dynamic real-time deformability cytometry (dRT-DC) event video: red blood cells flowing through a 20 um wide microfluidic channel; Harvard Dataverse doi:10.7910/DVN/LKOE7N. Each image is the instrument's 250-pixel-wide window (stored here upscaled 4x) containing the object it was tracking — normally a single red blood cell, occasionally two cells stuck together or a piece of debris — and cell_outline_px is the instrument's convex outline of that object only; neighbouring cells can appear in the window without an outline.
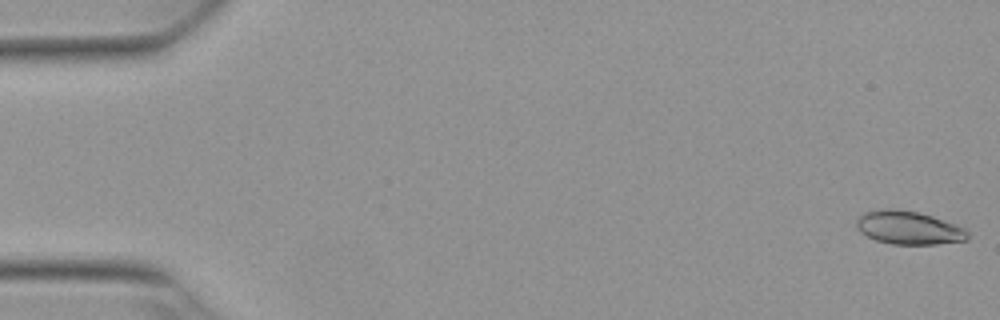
{"species": "Egyptian fruit bat (a non-hibernating species)", "species_latin": "Rousettus aegyptiacus", "temperature_condition": "warm", "stored_images_in_passage": 13, "camera_frame_rate_fps": 3000, "um_per_image_px": 0.085, "animal": {"sex": "female"}, "frame": {"image": 1, "passage_image": 1, "time_ms": 0.0, "image_size_px": [1000, 320], "cell_outline_px": [[968, 240], [936, 244], [892, 244], [876, 240], [860, 232], [856, 228], [856, 220], [864, 212], [880, 208], [896, 208], [916, 212], [932, 216], [956, 224], [964, 228], [968, 232]], "centroid_in_image_um": [77.21, 19.35], "position_along_channel_um": 7.8, "area_um2": 21.68}}